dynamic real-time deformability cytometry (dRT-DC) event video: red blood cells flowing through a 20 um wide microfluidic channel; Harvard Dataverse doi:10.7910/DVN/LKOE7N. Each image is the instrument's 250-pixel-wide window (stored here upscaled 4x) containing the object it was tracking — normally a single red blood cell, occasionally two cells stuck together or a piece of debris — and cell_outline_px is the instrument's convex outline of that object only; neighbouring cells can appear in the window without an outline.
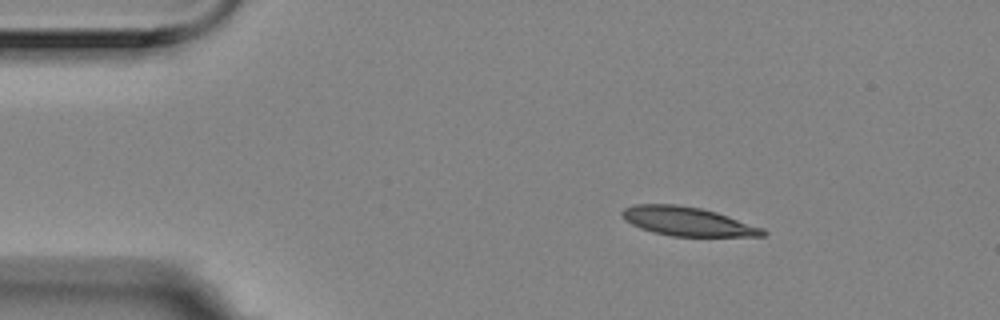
{"species": "Egyptian fruit bat (a non-hibernating species)", "species_latin": "Rousettus aegyptiacus", "temperature_condition": "room temperature", "stored_images_in_passage": 3, "camera_frame_rate_fps": 3000, "um_per_image_px": 0.085, "animal": {"sex": "female"}, "frame": {"image": 1, "passage_image": 1, "time_ms": 0.0, "image_size_px": [1000, 320], "cell_outline_px": [[768, 232], [764, 236], [672, 236], [652, 232], [640, 228], [624, 220], [620, 216], [620, 212], [624, 208], [632, 204], [676, 204], [700, 208], [716, 212], [764, 228]], "centroid_in_image_um": [58.4, 18.81], "position_along_channel_um": 26.6, "area_um2": 23.81}}